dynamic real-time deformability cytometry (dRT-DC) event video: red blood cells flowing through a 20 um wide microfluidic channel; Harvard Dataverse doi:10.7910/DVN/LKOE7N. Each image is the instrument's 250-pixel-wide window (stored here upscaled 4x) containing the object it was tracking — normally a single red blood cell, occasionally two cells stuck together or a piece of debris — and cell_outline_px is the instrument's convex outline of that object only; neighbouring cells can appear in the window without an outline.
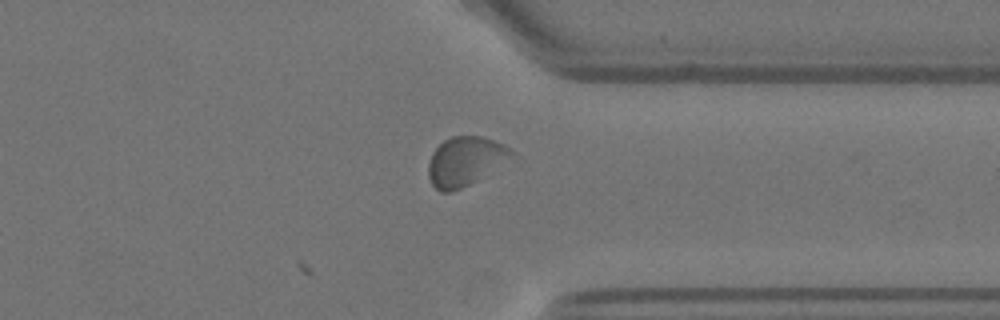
{"species": "Egyptian fruit bat (a non-hibernating species)", "species_latin": "Rousettus aegyptiacus", "temperature_condition": "warm", "stored_images_in_passage": 28, "camera_frame_rate_fps": 3000, "um_per_image_px": 0.085, "animal": {"sex": "female"}, "frame": {"image": 1, "passage_image": 28, "time_ms": 9.0, "image_size_px": [1000, 320], "cell_outline_px": [[520, 156], [468, 184], [452, 192], [440, 192], [432, 184], [428, 176], [428, 164], [432, 152], [444, 140], [452, 136], [480, 136], [504, 144], [512, 148]], "centroid_in_image_um": [39.61, 13.69], "position_along_channel_um": 371.8, "area_um2": 24.1}}